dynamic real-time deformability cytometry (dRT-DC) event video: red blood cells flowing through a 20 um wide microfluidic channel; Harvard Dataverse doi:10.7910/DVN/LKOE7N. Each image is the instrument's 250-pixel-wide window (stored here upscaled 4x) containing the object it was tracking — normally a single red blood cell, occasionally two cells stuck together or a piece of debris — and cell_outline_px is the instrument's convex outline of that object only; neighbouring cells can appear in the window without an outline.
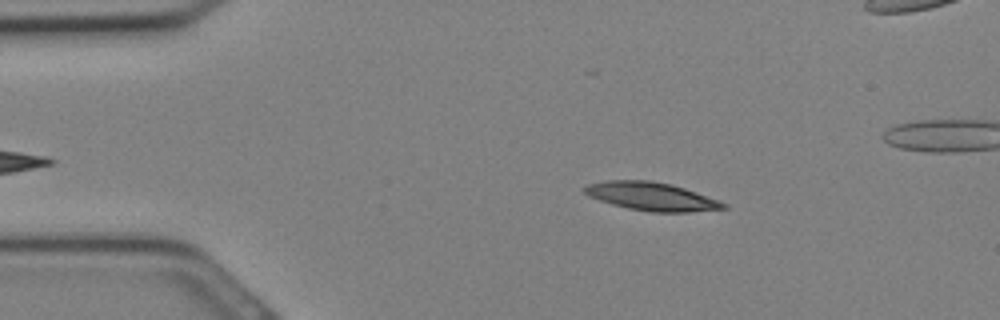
{"species": "Egyptian fruit bat (a non-hibernating species)", "species_latin": "Rousettus aegyptiacus", "temperature_condition": "cold", "stored_images_in_passage": 22, "camera_frame_rate_fps": 3000, "um_per_image_px": 0.085, "animal": {"sex": "female"}, "frame": {"image": 1, "passage_image": 5, "time_ms": 1.333, "image_size_px": [1000, 320], "cell_outline_px": [[728, 208], [688, 212], [652, 212], [628, 208], [612, 204], [588, 196], [580, 188], [588, 184], [604, 180], [652, 180], [672, 184], [696, 192], [728, 204]], "centroid_in_image_um": [55.34, 16.68], "position_along_channel_um": 29.7, "area_um2": 22.95}}
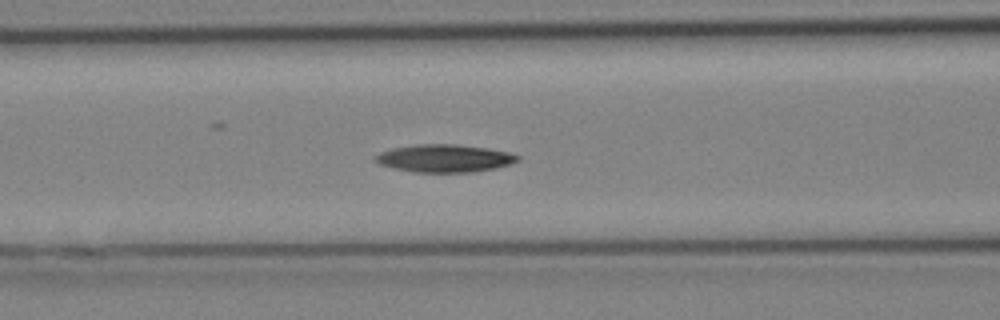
{"frame": {"image": 2, "passage_image": 12, "time_ms": 3.667, "image_size_px": [1000, 320], "cell_outline_px": [[520, 160], [512, 164], [496, 168], [472, 172], [416, 172], [396, 168], [380, 164], [372, 160], [380, 152], [392, 148], [412, 144], [456, 144], [488, 148], [508, 152], [520, 156]], "centroid_in_image_um": [37.81, 13.45], "position_along_channel_um": 128.8, "area_um2": 23.06}}
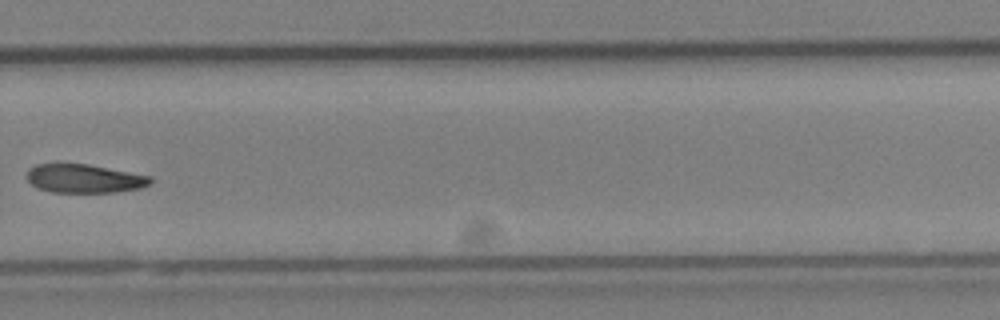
{"frame": {"image": 3, "passage_image": 21, "time_ms": 6.667, "image_size_px": [1000, 320], "cell_outline_px": [[152, 184], [140, 188], [116, 192], [52, 192], [36, 188], [28, 180], [28, 168], [36, 164], [88, 164], [152, 176]], "centroid_in_image_um": [7.19, 15.18], "position_along_channel_um": 322.6, "area_um2": 20.63}}